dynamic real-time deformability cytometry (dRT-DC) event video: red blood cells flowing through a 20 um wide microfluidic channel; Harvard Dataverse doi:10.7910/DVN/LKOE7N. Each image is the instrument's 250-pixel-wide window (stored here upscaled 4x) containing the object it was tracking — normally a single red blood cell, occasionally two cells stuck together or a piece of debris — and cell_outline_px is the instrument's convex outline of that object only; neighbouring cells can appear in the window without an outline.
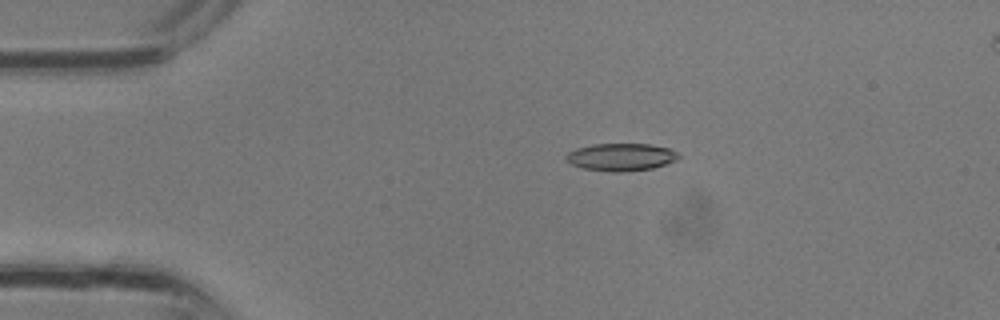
{"species": "common noctule bat (a hibernating species)", "species_latin": "Nyctalus noctula", "temperature_condition": "room temperature", "stored_images_in_passage": 28, "camera_frame_rate_fps": 3000, "um_per_image_px": 0.085, "animal": {"sex": "male", "body_mass_g": 13.3}, "frame": {"image": 1, "passage_image": 1, "time_ms": 0.0, "image_size_px": [1000, 320], "cell_outline_px": [[680, 156], [676, 160], [652, 168], [624, 172], [612, 172], [584, 168], [572, 164], [564, 156], [568, 152], [576, 148], [592, 144], [652, 144], [668, 148], [676, 152]], "centroid_in_image_um": [52.78, 13.34], "position_along_channel_um": 32.2, "area_um2": 17.92}}
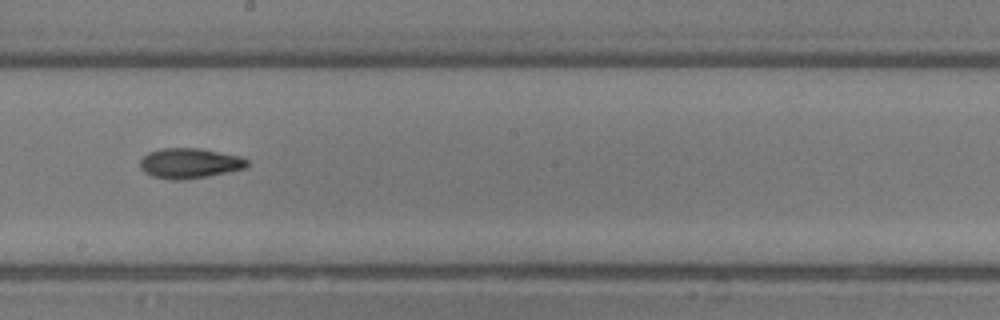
{"frame": {"image": 2, "passage_image": 13, "time_ms": 4.0, "image_size_px": [1000, 320], "cell_outline_px": [[248, 164], [244, 168], [208, 176], [184, 180], [172, 180], [152, 176], [144, 172], [140, 168], [140, 160], [148, 152], [164, 148], [200, 148], [240, 156], [248, 160]], "centroid_in_image_um": [16.09, 13.88], "position_along_channel_um": 232.1, "area_um2": 18.79}}
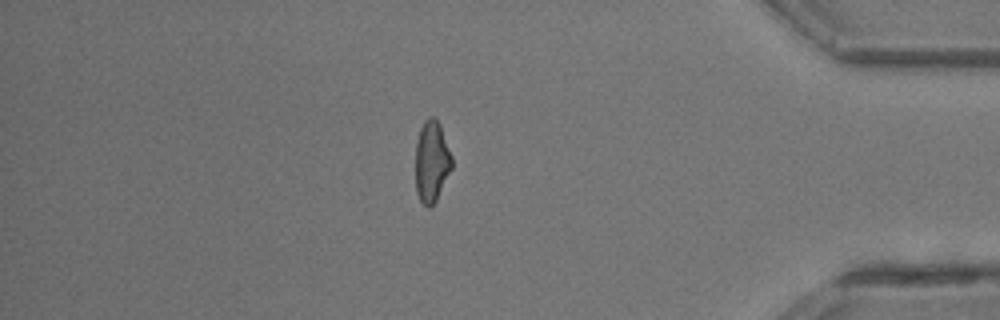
{"frame": {"image": 3, "passage_image": 23, "time_ms": 7.333, "image_size_px": [1000, 320], "cell_outline_px": [[452, 168], [436, 200], [428, 208], [420, 200], [416, 192], [416, 144], [420, 128], [424, 120], [428, 116], [432, 116], [440, 124], [452, 156]], "centroid_in_image_um": [36.69, 13.7], "position_along_channel_um": 398.5, "area_um2": 17.17}}